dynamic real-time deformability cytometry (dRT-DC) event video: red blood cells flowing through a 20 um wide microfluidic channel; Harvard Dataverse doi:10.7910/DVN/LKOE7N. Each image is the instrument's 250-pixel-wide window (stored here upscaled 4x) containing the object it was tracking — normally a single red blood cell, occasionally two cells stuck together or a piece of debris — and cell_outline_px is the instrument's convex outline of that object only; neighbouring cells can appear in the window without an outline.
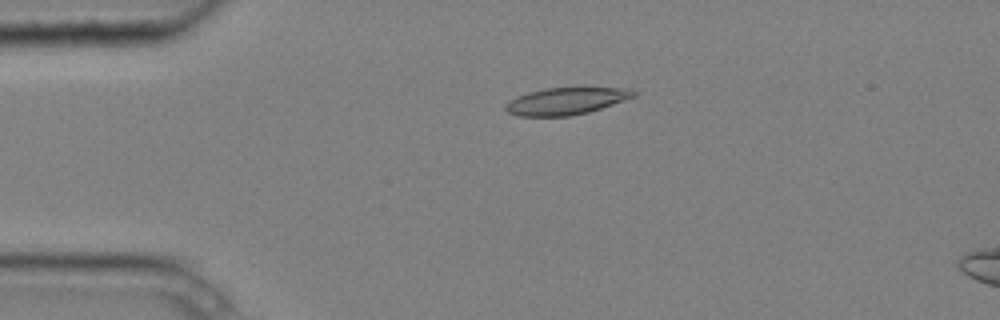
{"species": "common noctule bat (a hibernating species)", "species_latin": "Nyctalus noctula", "temperature_condition": "cold", "stored_images_in_passage": 5, "camera_frame_rate_fps": 3000, "um_per_image_px": 0.085, "animal": {"sex": "male", "body_mass_g": 20.4}, "frame": {"image": 1, "passage_image": 3, "time_ms": 0.667, "image_size_px": [1000, 320], "cell_outline_px": [[636, 96], [588, 112], [568, 116], [520, 116], [508, 112], [504, 108], [512, 100], [528, 92], [544, 88], [632, 88], [636, 92]], "centroid_in_image_um": [48.15, 8.59], "position_along_channel_um": 36.8, "area_um2": 19.77}}